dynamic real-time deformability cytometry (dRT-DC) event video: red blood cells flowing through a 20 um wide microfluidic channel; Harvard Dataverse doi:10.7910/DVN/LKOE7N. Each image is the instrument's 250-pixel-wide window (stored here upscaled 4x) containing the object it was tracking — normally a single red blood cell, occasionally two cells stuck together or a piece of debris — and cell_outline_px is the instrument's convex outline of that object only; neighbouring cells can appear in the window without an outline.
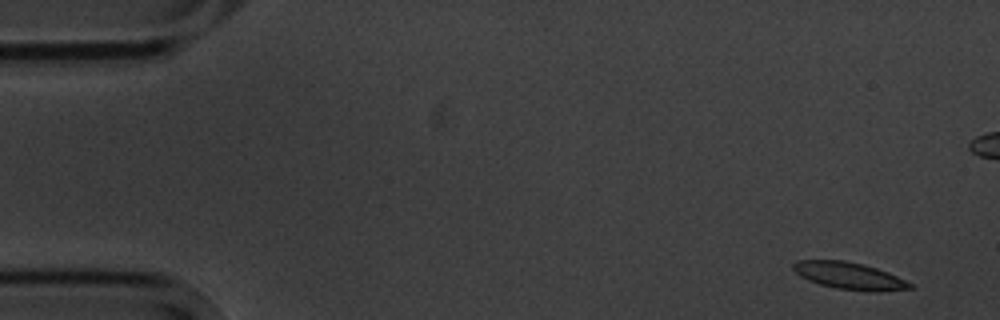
{"species": "common noctule bat (a hibernating species)", "species_latin": "Nyctalus noctula", "temperature_condition": "cold", "stored_images_in_passage": 8, "segment_of_instrument_passage": [1, 2], "camera_frame_rate_fps": 3000, "um_per_image_px": 0.085, "animal": {"sex": "male", "body_mass_g": 20.1, "forearm_length_mm": 53.5}, "frame": {"image": 1, "passage_image": 1, "time_ms": 0.0, "image_size_px": [1000, 320], "cell_outline_px": [[916, 288], [880, 292], [876, 292], [836, 288], [820, 284], [808, 280], [800, 276], [792, 268], [792, 264], [796, 260], [844, 260], [864, 264], [888, 272], [912, 284]], "centroid_in_image_um": [72.2, 23.44], "position_along_channel_um": 12.8, "area_um2": 18.44}}
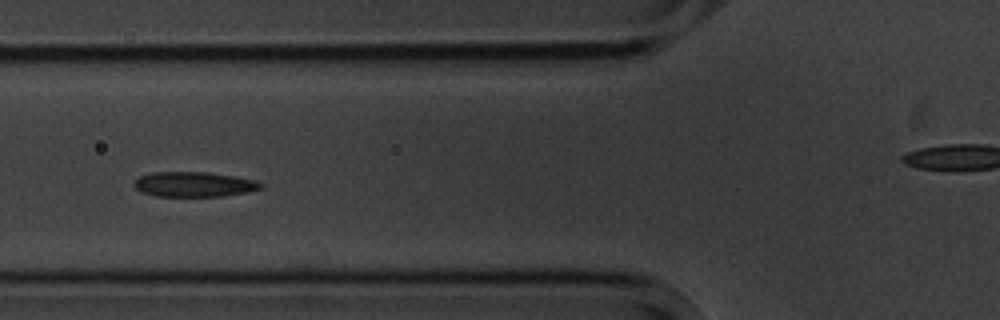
{"frame": {"image": 2, "passage_image": 6, "time_ms": 6.0, "image_size_px": [1000, 320], "cell_outline_px": [[264, 184], [260, 188], [248, 192], [224, 196], [156, 196], [140, 192], [132, 184], [140, 176], [152, 172], [208, 172], [256, 180]], "centroid_in_image_um": [16.47, 15.67], "position_along_channel_um": 109.3, "area_um2": 18.44}}
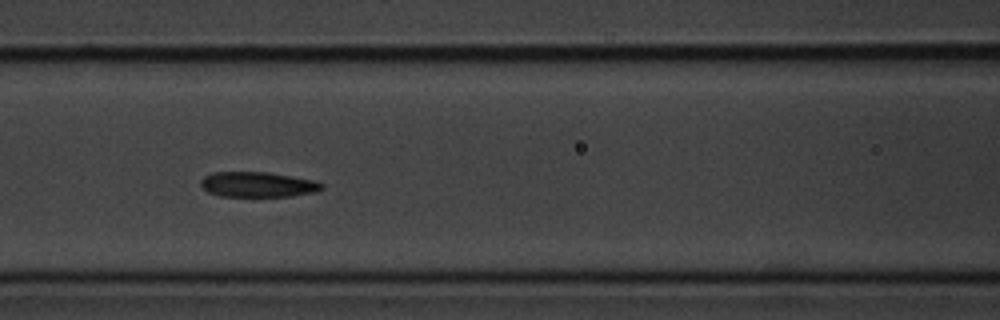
{"frame": {"image": 3, "passage_image": 7, "time_ms": 7.0, "image_size_px": [1000, 320], "cell_outline_px": [[324, 188], [316, 192], [292, 196], [220, 196], [208, 192], [200, 184], [200, 180], [204, 176], [212, 172], [268, 172], [316, 180], [324, 184]], "centroid_in_image_um": [21.94, 15.68], "position_along_channel_um": 144.7, "area_um2": 17.92}}